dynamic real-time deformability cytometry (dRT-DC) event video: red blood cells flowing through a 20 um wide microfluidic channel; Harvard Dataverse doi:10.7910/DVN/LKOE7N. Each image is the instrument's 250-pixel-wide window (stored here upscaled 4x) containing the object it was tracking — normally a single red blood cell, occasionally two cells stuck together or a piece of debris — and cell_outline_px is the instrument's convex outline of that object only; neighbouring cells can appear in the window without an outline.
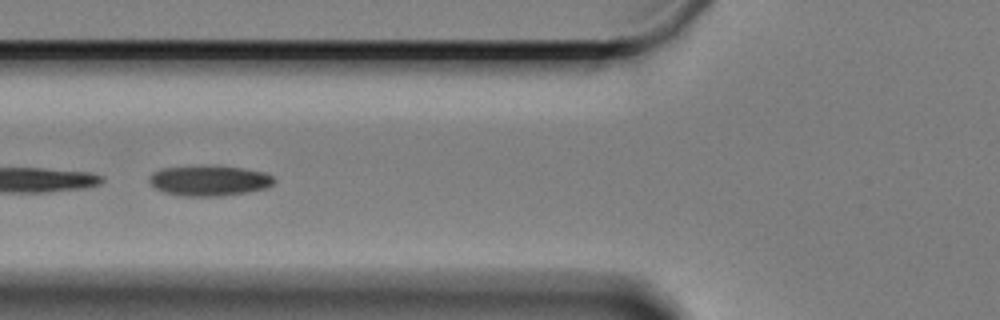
{"species": "Egyptian fruit bat (a non-hibernating species)", "species_latin": "Rousettus aegyptiacus", "temperature_condition": "cold", "stored_images_in_passage": 17, "camera_frame_rate_fps": 3000, "um_per_image_px": 0.085, "animal": {"sex": "female"}, "frame": {"image": 1, "passage_image": 6, "time_ms": 1.667, "image_size_px": [1000, 320], "cell_outline_px": [[276, 180], [268, 188], [248, 192], [220, 196], [180, 196], [164, 192], [156, 188], [148, 180], [148, 176], [152, 172], [160, 168], [196, 164], [216, 164], [244, 168], [264, 172], [272, 176]], "centroid_in_image_um": [17.76, 15.31], "position_along_channel_um": 108.0, "area_um2": 22.95}}